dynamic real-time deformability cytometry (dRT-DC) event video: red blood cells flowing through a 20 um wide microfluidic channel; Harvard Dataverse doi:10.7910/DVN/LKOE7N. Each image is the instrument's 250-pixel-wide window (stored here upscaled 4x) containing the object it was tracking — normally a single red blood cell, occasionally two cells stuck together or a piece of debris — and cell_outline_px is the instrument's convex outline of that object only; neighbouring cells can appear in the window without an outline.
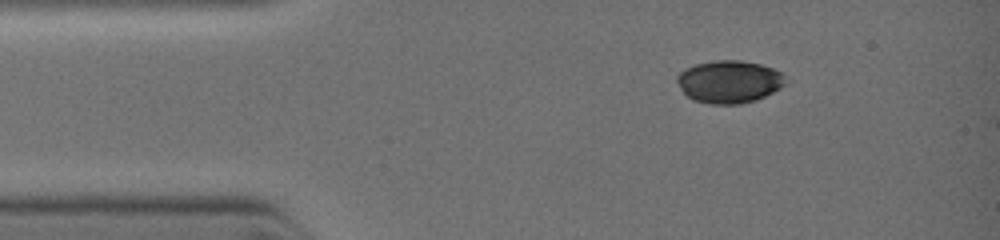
{"species": "common noctule bat (a hibernating species)", "species_latin": "Nyctalus noctula", "temperature_condition": "warm", "stored_images_in_passage": 3, "camera_frame_rate_fps": 3000, "um_per_image_px": 0.085, "animal": {"sex": "female", "body_mass_g": 19.0, "forearm_length_mm": 51.5}, "frame": {"image": 1, "passage_image": 1, "time_ms": 0.0, "image_size_px": [1000, 240], "cell_outline_px": [[792, 80], [780, 88], [756, 100], [740, 104], [712, 104], [692, 100], [680, 88], [676, 80], [676, 76], [684, 68], [696, 64], [712, 60], [740, 60], [760, 64], [772, 68], [780, 72]], "centroid_in_image_um": [62.0, 6.94], "position_along_channel_um": 23.0, "area_um2": 27.22}}